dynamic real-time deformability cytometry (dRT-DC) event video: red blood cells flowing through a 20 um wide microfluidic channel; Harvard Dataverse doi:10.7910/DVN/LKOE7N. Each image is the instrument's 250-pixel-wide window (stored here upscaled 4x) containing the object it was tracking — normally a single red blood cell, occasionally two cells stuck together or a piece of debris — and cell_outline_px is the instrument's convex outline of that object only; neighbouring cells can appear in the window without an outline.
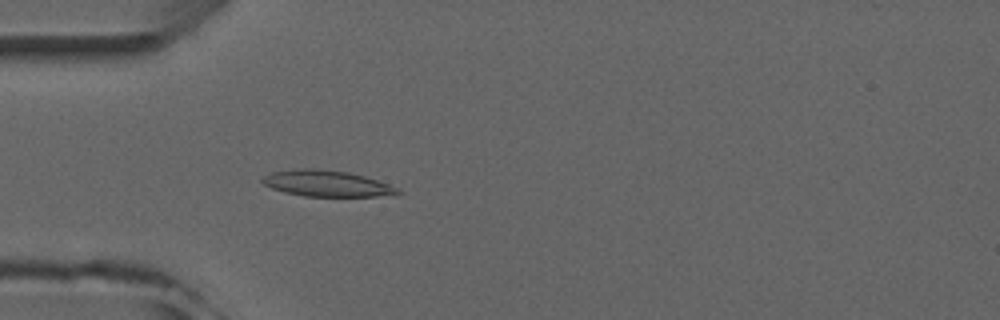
{"species": "common noctule bat (a hibernating species)", "species_latin": "Nyctalus noctula", "temperature_condition": "room temperature", "stored_images_in_passage": 5, "camera_frame_rate_fps": 3000, "um_per_image_px": 0.085, "animal": {"sex": "male", "forearm_length_mm": 52.5}, "frame": {"image": 1, "passage_image": 5, "time_ms": 4.333, "image_size_px": [1000, 320], "cell_outline_px": [[404, 192], [376, 196], [304, 196], [284, 192], [272, 188], [264, 184], [260, 180], [264, 176], [272, 172], [300, 168], [312, 168], [348, 172], [364, 176], [400, 188]], "centroid_in_image_um": [27.75, 15.59], "position_along_channel_um": 57.2, "area_um2": 20.4}}